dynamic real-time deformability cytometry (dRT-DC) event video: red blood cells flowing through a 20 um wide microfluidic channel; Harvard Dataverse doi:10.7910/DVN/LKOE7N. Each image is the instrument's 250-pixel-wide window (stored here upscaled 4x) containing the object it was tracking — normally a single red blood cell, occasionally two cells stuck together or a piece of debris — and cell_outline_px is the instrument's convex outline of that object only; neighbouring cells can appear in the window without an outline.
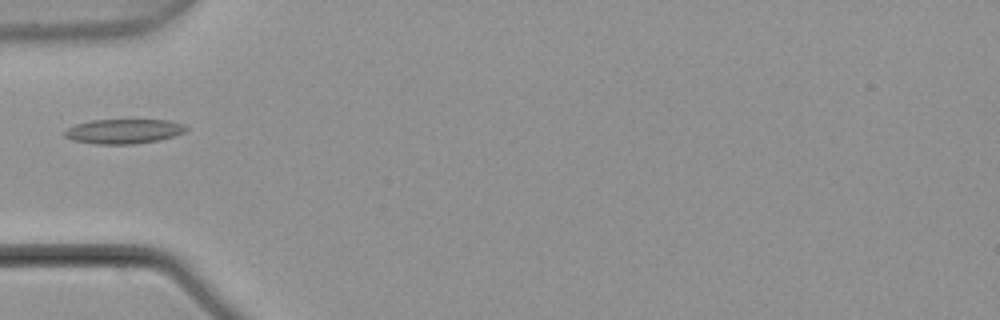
{"species": "common noctule bat (a hibernating species)", "species_latin": "Nyctalus noctula", "temperature_condition": "warm", "stored_images_in_passage": 4, "camera_frame_rate_fps": 3000, "um_per_image_px": 0.085, "animal": {"sex": "male", "body_mass_g": 21.5, "forearm_length_mm": 52.0}, "frame": {"image": 1, "passage_image": 4, "time_ms": 1.0, "image_size_px": [1000, 320], "cell_outline_px": [[188, 128], [184, 132], [160, 140], [132, 144], [96, 144], [72, 140], [64, 136], [64, 132], [68, 128], [76, 124], [92, 120], [168, 120], [184, 124]], "centroid_in_image_um": [10.51, 11.16], "position_along_channel_um": 74.5, "area_um2": 17.34}}